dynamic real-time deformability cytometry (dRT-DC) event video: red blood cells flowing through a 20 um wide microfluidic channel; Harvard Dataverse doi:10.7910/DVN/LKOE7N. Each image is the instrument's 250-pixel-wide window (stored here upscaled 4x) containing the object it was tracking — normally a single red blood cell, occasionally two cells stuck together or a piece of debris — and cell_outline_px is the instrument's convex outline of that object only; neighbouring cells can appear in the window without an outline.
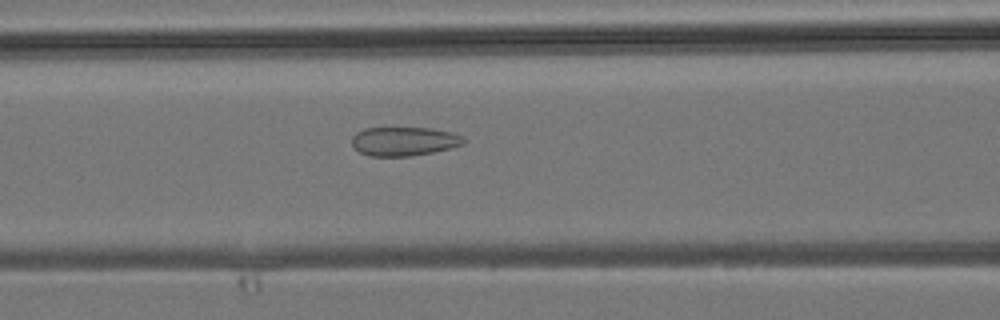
{"species": "common noctule bat (a hibernating species)", "species_latin": "Nyctalus noctula", "temperature_condition": "room temperature", "stored_images_in_passage": 31, "camera_frame_rate_fps": 3000, "um_per_image_px": 0.085, "animal": {"sex": "male", "body_mass_g": 19.2, "forearm_length_mm": 51.8}, "frame": {"image": 1, "passage_image": 12, "time_ms": 3.667, "image_size_px": [1000, 320], "cell_outline_px": [[464, 144], [452, 148], [412, 156], [368, 156], [360, 152], [352, 144], [352, 136], [356, 132], [364, 128], [432, 128], [452, 132], [464, 136]], "centroid_in_image_um": [34.36, 12.01], "position_along_channel_um": 132.2, "area_um2": 18.96}}
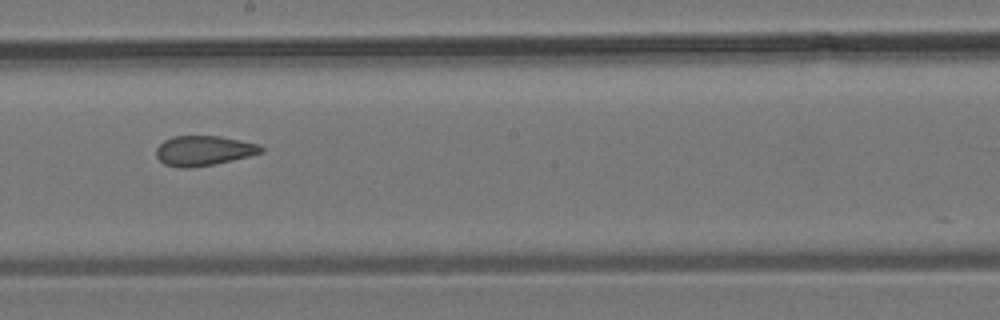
{"frame": {"image": 2, "passage_image": 18, "time_ms": 5.667, "image_size_px": [1000, 320], "cell_outline_px": [[264, 152], [248, 156], [212, 164], [188, 168], [180, 168], [164, 164], [156, 156], [156, 148], [164, 140], [172, 136], [220, 136], [260, 144], [264, 148]], "centroid_in_image_um": [17.3, 12.79], "position_along_channel_um": 230.9, "area_um2": 18.21}}
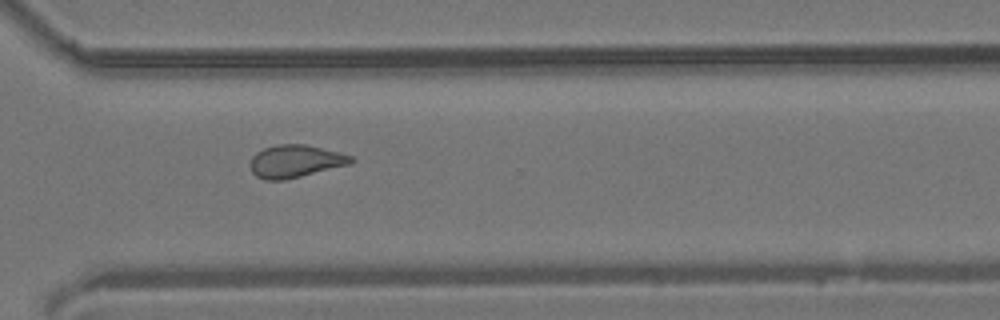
{"frame": {"image": 3, "passage_image": 25, "time_ms": 8.0, "image_size_px": [1000, 320], "cell_outline_px": [[356, 160], [352, 164], [284, 180], [264, 180], [256, 176], [252, 172], [248, 164], [252, 156], [256, 152], [264, 148], [276, 144], [304, 144], [340, 152], [352, 156]], "centroid_in_image_um": [25.1, 13.7], "position_along_channel_um": 345.5, "area_um2": 19.42}}